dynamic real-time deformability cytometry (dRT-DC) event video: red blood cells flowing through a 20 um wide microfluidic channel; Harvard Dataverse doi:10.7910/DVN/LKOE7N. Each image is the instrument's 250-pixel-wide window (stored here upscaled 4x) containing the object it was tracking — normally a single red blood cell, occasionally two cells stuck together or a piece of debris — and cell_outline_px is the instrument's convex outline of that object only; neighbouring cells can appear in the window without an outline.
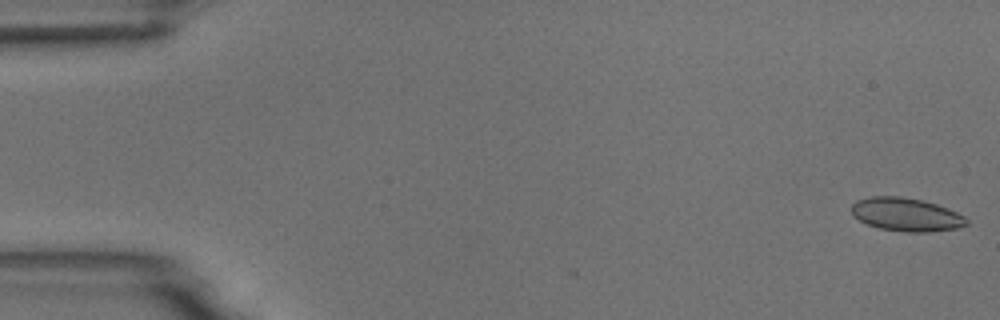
{"species": "common noctule bat (a hibernating species)", "species_latin": "Nyctalus noctula", "temperature_condition": "room temperature", "stored_images_in_passage": 5, "camera_frame_rate_fps": 3000, "um_per_image_px": 0.085, "animal": {"sex": "male", "body_mass_g": 18.8}, "frame": {"image": 1, "passage_image": 1, "time_ms": 0.0, "image_size_px": [1000, 320], "cell_outline_px": [[968, 224], [956, 228], [928, 232], [904, 232], [880, 228], [868, 224], [852, 216], [852, 204], [856, 200], [872, 196], [900, 196], [920, 200], [936, 204], [948, 208], [964, 216], [968, 220]], "centroid_in_image_um": [77.01, 18.23], "position_along_channel_um": 8.0, "area_um2": 22.25}}